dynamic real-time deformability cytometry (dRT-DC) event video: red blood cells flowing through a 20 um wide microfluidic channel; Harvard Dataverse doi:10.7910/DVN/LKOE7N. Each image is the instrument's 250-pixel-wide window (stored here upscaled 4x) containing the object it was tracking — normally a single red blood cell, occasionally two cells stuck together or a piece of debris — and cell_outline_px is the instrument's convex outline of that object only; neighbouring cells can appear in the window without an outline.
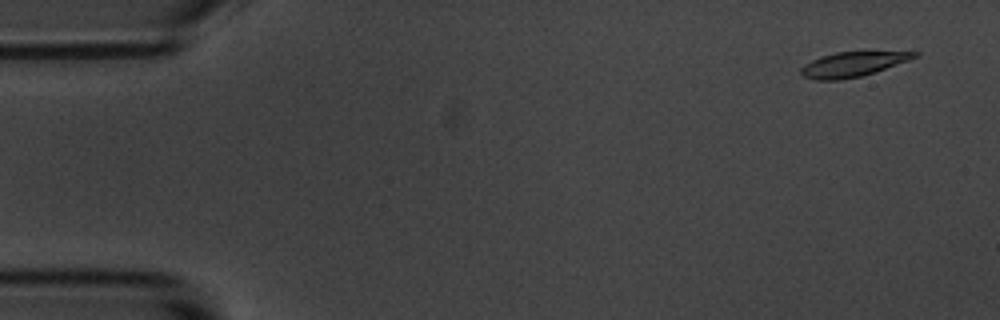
{"species": "common noctule bat (a hibernating species)", "species_latin": "Nyctalus noctula", "temperature_condition": "room temperature", "stored_images_in_passage": 6, "camera_frame_rate_fps": 3000, "um_per_image_px": 0.085, "animal": {"sex": "male", "body_mass_g": 20.1, "forearm_length_mm": 53.5}, "frame": {"image": 1, "passage_image": 1, "time_ms": 0.0, "image_size_px": [1000, 320], "cell_outline_px": [[920, 56], [860, 76], [840, 80], [816, 80], [804, 76], [800, 72], [800, 68], [804, 64], [820, 56], [836, 52], [920, 52]], "centroid_in_image_um": [72.42, 5.46], "position_along_channel_um": 12.6, "area_um2": 16.01}}
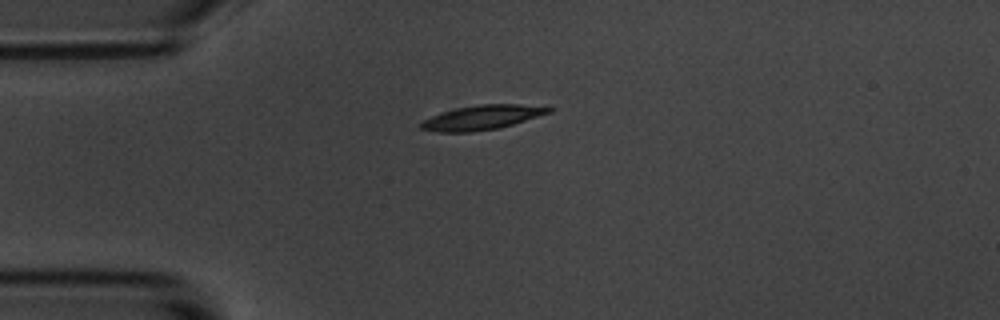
{"frame": {"image": 2, "passage_image": 4, "time_ms": 3.667, "image_size_px": [1000, 320], "cell_outline_px": [[556, 108], [552, 112], [500, 128], [472, 132], [436, 132], [420, 128], [420, 124], [424, 120], [440, 112], [456, 108], [480, 104], [520, 104]], "centroid_in_image_um": [40.99, 9.98], "position_along_channel_um": 44.0, "area_um2": 18.26}}